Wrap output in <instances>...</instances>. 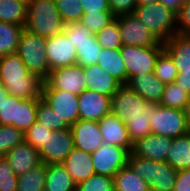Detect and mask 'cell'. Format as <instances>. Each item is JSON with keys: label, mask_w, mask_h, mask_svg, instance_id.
Wrapping results in <instances>:
<instances>
[{"label": "cell", "mask_w": 190, "mask_h": 191, "mask_svg": "<svg viewBox=\"0 0 190 191\" xmlns=\"http://www.w3.org/2000/svg\"><path fill=\"white\" fill-rule=\"evenodd\" d=\"M0 80L9 95L21 99L42 98L44 80L30 73L17 53L0 57Z\"/></svg>", "instance_id": "1"}, {"label": "cell", "mask_w": 190, "mask_h": 191, "mask_svg": "<svg viewBox=\"0 0 190 191\" xmlns=\"http://www.w3.org/2000/svg\"><path fill=\"white\" fill-rule=\"evenodd\" d=\"M64 23L55 0H29L25 29L43 38L63 32Z\"/></svg>", "instance_id": "2"}, {"label": "cell", "mask_w": 190, "mask_h": 191, "mask_svg": "<svg viewBox=\"0 0 190 191\" xmlns=\"http://www.w3.org/2000/svg\"><path fill=\"white\" fill-rule=\"evenodd\" d=\"M128 165L149 184L150 191H172L178 170L167 162H156L144 157L128 156Z\"/></svg>", "instance_id": "3"}, {"label": "cell", "mask_w": 190, "mask_h": 191, "mask_svg": "<svg viewBox=\"0 0 190 191\" xmlns=\"http://www.w3.org/2000/svg\"><path fill=\"white\" fill-rule=\"evenodd\" d=\"M134 15L160 42L168 41L177 33V15L159 1L137 6Z\"/></svg>", "instance_id": "4"}, {"label": "cell", "mask_w": 190, "mask_h": 191, "mask_svg": "<svg viewBox=\"0 0 190 191\" xmlns=\"http://www.w3.org/2000/svg\"><path fill=\"white\" fill-rule=\"evenodd\" d=\"M16 53L30 73L39 76L44 81L47 79L50 69L46 53V38L24 28Z\"/></svg>", "instance_id": "5"}, {"label": "cell", "mask_w": 190, "mask_h": 191, "mask_svg": "<svg viewBox=\"0 0 190 191\" xmlns=\"http://www.w3.org/2000/svg\"><path fill=\"white\" fill-rule=\"evenodd\" d=\"M156 102L146 101L142 96L131 89L127 84H122L111 98V113L121 121L136 116H150Z\"/></svg>", "instance_id": "6"}, {"label": "cell", "mask_w": 190, "mask_h": 191, "mask_svg": "<svg viewBox=\"0 0 190 191\" xmlns=\"http://www.w3.org/2000/svg\"><path fill=\"white\" fill-rule=\"evenodd\" d=\"M163 50V42L155 47L122 45L120 51L126 65L128 80L131 77L154 72L156 59Z\"/></svg>", "instance_id": "7"}, {"label": "cell", "mask_w": 190, "mask_h": 191, "mask_svg": "<svg viewBox=\"0 0 190 191\" xmlns=\"http://www.w3.org/2000/svg\"><path fill=\"white\" fill-rule=\"evenodd\" d=\"M152 114L150 118L152 134L174 139L189 133L184 110L158 104Z\"/></svg>", "instance_id": "8"}, {"label": "cell", "mask_w": 190, "mask_h": 191, "mask_svg": "<svg viewBox=\"0 0 190 191\" xmlns=\"http://www.w3.org/2000/svg\"><path fill=\"white\" fill-rule=\"evenodd\" d=\"M42 99L55 111L60 120L71 126L79 120L78 95L53 89L46 81L42 87Z\"/></svg>", "instance_id": "9"}, {"label": "cell", "mask_w": 190, "mask_h": 191, "mask_svg": "<svg viewBox=\"0 0 190 191\" xmlns=\"http://www.w3.org/2000/svg\"><path fill=\"white\" fill-rule=\"evenodd\" d=\"M123 45L138 47H155L160 41L134 15L127 14L116 17Z\"/></svg>", "instance_id": "10"}, {"label": "cell", "mask_w": 190, "mask_h": 191, "mask_svg": "<svg viewBox=\"0 0 190 191\" xmlns=\"http://www.w3.org/2000/svg\"><path fill=\"white\" fill-rule=\"evenodd\" d=\"M73 148L74 141L70 128L53 130L47 134L45 143L39 150L41 163L62 164Z\"/></svg>", "instance_id": "11"}, {"label": "cell", "mask_w": 190, "mask_h": 191, "mask_svg": "<svg viewBox=\"0 0 190 191\" xmlns=\"http://www.w3.org/2000/svg\"><path fill=\"white\" fill-rule=\"evenodd\" d=\"M129 154L125 148L103 143L91 154L95 174L114 177L128 164Z\"/></svg>", "instance_id": "12"}, {"label": "cell", "mask_w": 190, "mask_h": 191, "mask_svg": "<svg viewBox=\"0 0 190 191\" xmlns=\"http://www.w3.org/2000/svg\"><path fill=\"white\" fill-rule=\"evenodd\" d=\"M53 89L79 95L86 89L83 67L79 65L53 69L45 80Z\"/></svg>", "instance_id": "13"}, {"label": "cell", "mask_w": 190, "mask_h": 191, "mask_svg": "<svg viewBox=\"0 0 190 191\" xmlns=\"http://www.w3.org/2000/svg\"><path fill=\"white\" fill-rule=\"evenodd\" d=\"M46 53L50 71L76 65L77 50L63 32L46 38Z\"/></svg>", "instance_id": "14"}, {"label": "cell", "mask_w": 190, "mask_h": 191, "mask_svg": "<svg viewBox=\"0 0 190 191\" xmlns=\"http://www.w3.org/2000/svg\"><path fill=\"white\" fill-rule=\"evenodd\" d=\"M78 99L80 120L98 122L111 113V97L109 96L85 89L78 95Z\"/></svg>", "instance_id": "15"}, {"label": "cell", "mask_w": 190, "mask_h": 191, "mask_svg": "<svg viewBox=\"0 0 190 191\" xmlns=\"http://www.w3.org/2000/svg\"><path fill=\"white\" fill-rule=\"evenodd\" d=\"M98 126L105 144L125 148L129 153L132 152L133 143L129 137L127 127L113 113L105 115Z\"/></svg>", "instance_id": "16"}, {"label": "cell", "mask_w": 190, "mask_h": 191, "mask_svg": "<svg viewBox=\"0 0 190 191\" xmlns=\"http://www.w3.org/2000/svg\"><path fill=\"white\" fill-rule=\"evenodd\" d=\"M70 129L74 147L78 149L92 154L104 143L98 122L79 119Z\"/></svg>", "instance_id": "17"}, {"label": "cell", "mask_w": 190, "mask_h": 191, "mask_svg": "<svg viewBox=\"0 0 190 191\" xmlns=\"http://www.w3.org/2000/svg\"><path fill=\"white\" fill-rule=\"evenodd\" d=\"M172 140V138L163 135L150 134L134 142L131 153L134 156L144 157L156 162H166Z\"/></svg>", "instance_id": "18"}, {"label": "cell", "mask_w": 190, "mask_h": 191, "mask_svg": "<svg viewBox=\"0 0 190 191\" xmlns=\"http://www.w3.org/2000/svg\"><path fill=\"white\" fill-rule=\"evenodd\" d=\"M16 176L26 174L31 168L41 164L40 152L27 142H22L4 156Z\"/></svg>", "instance_id": "19"}, {"label": "cell", "mask_w": 190, "mask_h": 191, "mask_svg": "<svg viewBox=\"0 0 190 191\" xmlns=\"http://www.w3.org/2000/svg\"><path fill=\"white\" fill-rule=\"evenodd\" d=\"M75 184L87 180L95 174L91 153L74 147L62 162Z\"/></svg>", "instance_id": "20"}, {"label": "cell", "mask_w": 190, "mask_h": 191, "mask_svg": "<svg viewBox=\"0 0 190 191\" xmlns=\"http://www.w3.org/2000/svg\"><path fill=\"white\" fill-rule=\"evenodd\" d=\"M83 70L86 78V89L112 98L117 89L122 85L113 76L102 70L98 64L83 67Z\"/></svg>", "instance_id": "21"}, {"label": "cell", "mask_w": 190, "mask_h": 191, "mask_svg": "<svg viewBox=\"0 0 190 191\" xmlns=\"http://www.w3.org/2000/svg\"><path fill=\"white\" fill-rule=\"evenodd\" d=\"M127 85L146 101L160 103L165 84L155 76L154 72L131 77Z\"/></svg>", "instance_id": "22"}, {"label": "cell", "mask_w": 190, "mask_h": 191, "mask_svg": "<svg viewBox=\"0 0 190 191\" xmlns=\"http://www.w3.org/2000/svg\"><path fill=\"white\" fill-rule=\"evenodd\" d=\"M97 64L121 84H127L126 65L124 64L120 49L102 48Z\"/></svg>", "instance_id": "23"}, {"label": "cell", "mask_w": 190, "mask_h": 191, "mask_svg": "<svg viewBox=\"0 0 190 191\" xmlns=\"http://www.w3.org/2000/svg\"><path fill=\"white\" fill-rule=\"evenodd\" d=\"M166 162L176 170L190 168V132L172 140Z\"/></svg>", "instance_id": "24"}, {"label": "cell", "mask_w": 190, "mask_h": 191, "mask_svg": "<svg viewBox=\"0 0 190 191\" xmlns=\"http://www.w3.org/2000/svg\"><path fill=\"white\" fill-rule=\"evenodd\" d=\"M76 186L62 164L46 165L44 191H76Z\"/></svg>", "instance_id": "25"}, {"label": "cell", "mask_w": 190, "mask_h": 191, "mask_svg": "<svg viewBox=\"0 0 190 191\" xmlns=\"http://www.w3.org/2000/svg\"><path fill=\"white\" fill-rule=\"evenodd\" d=\"M164 50L172 57L175 67H190V36L176 33L164 42Z\"/></svg>", "instance_id": "26"}, {"label": "cell", "mask_w": 190, "mask_h": 191, "mask_svg": "<svg viewBox=\"0 0 190 191\" xmlns=\"http://www.w3.org/2000/svg\"><path fill=\"white\" fill-rule=\"evenodd\" d=\"M27 7V0H0V21L25 27Z\"/></svg>", "instance_id": "27"}, {"label": "cell", "mask_w": 190, "mask_h": 191, "mask_svg": "<svg viewBox=\"0 0 190 191\" xmlns=\"http://www.w3.org/2000/svg\"><path fill=\"white\" fill-rule=\"evenodd\" d=\"M113 178L114 191H150L148 182L139 177L128 164Z\"/></svg>", "instance_id": "28"}, {"label": "cell", "mask_w": 190, "mask_h": 191, "mask_svg": "<svg viewBox=\"0 0 190 191\" xmlns=\"http://www.w3.org/2000/svg\"><path fill=\"white\" fill-rule=\"evenodd\" d=\"M24 28L0 21V57L17 52L19 38Z\"/></svg>", "instance_id": "29"}, {"label": "cell", "mask_w": 190, "mask_h": 191, "mask_svg": "<svg viewBox=\"0 0 190 191\" xmlns=\"http://www.w3.org/2000/svg\"><path fill=\"white\" fill-rule=\"evenodd\" d=\"M45 179L46 165L41 163L18 176L17 191H44Z\"/></svg>", "instance_id": "30"}, {"label": "cell", "mask_w": 190, "mask_h": 191, "mask_svg": "<svg viewBox=\"0 0 190 191\" xmlns=\"http://www.w3.org/2000/svg\"><path fill=\"white\" fill-rule=\"evenodd\" d=\"M39 99H24L17 104L16 122H12V126L24 133L36 121L37 104Z\"/></svg>", "instance_id": "31"}, {"label": "cell", "mask_w": 190, "mask_h": 191, "mask_svg": "<svg viewBox=\"0 0 190 191\" xmlns=\"http://www.w3.org/2000/svg\"><path fill=\"white\" fill-rule=\"evenodd\" d=\"M172 57L163 50L156 59L154 74L165 85L175 82L178 75Z\"/></svg>", "instance_id": "32"}, {"label": "cell", "mask_w": 190, "mask_h": 191, "mask_svg": "<svg viewBox=\"0 0 190 191\" xmlns=\"http://www.w3.org/2000/svg\"><path fill=\"white\" fill-rule=\"evenodd\" d=\"M190 99V94L175 83L167 84L163 91L160 105L184 110Z\"/></svg>", "instance_id": "33"}, {"label": "cell", "mask_w": 190, "mask_h": 191, "mask_svg": "<svg viewBox=\"0 0 190 191\" xmlns=\"http://www.w3.org/2000/svg\"><path fill=\"white\" fill-rule=\"evenodd\" d=\"M36 118V121L52 131L70 128L65 120H60L55 111L42 98L38 100Z\"/></svg>", "instance_id": "34"}, {"label": "cell", "mask_w": 190, "mask_h": 191, "mask_svg": "<svg viewBox=\"0 0 190 191\" xmlns=\"http://www.w3.org/2000/svg\"><path fill=\"white\" fill-rule=\"evenodd\" d=\"M95 37L102 48L120 49L123 44L120 37L118 19L115 17L100 32L96 33Z\"/></svg>", "instance_id": "35"}, {"label": "cell", "mask_w": 190, "mask_h": 191, "mask_svg": "<svg viewBox=\"0 0 190 191\" xmlns=\"http://www.w3.org/2000/svg\"><path fill=\"white\" fill-rule=\"evenodd\" d=\"M25 141L24 132L11 125H0V157Z\"/></svg>", "instance_id": "36"}, {"label": "cell", "mask_w": 190, "mask_h": 191, "mask_svg": "<svg viewBox=\"0 0 190 191\" xmlns=\"http://www.w3.org/2000/svg\"><path fill=\"white\" fill-rule=\"evenodd\" d=\"M77 50V62L76 64L81 67L92 66L97 64L100 57L102 47L98 41L83 42L76 48Z\"/></svg>", "instance_id": "37"}, {"label": "cell", "mask_w": 190, "mask_h": 191, "mask_svg": "<svg viewBox=\"0 0 190 191\" xmlns=\"http://www.w3.org/2000/svg\"><path fill=\"white\" fill-rule=\"evenodd\" d=\"M150 116H136L124 121L132 143L152 134Z\"/></svg>", "instance_id": "38"}, {"label": "cell", "mask_w": 190, "mask_h": 191, "mask_svg": "<svg viewBox=\"0 0 190 191\" xmlns=\"http://www.w3.org/2000/svg\"><path fill=\"white\" fill-rule=\"evenodd\" d=\"M55 2L64 24L80 21L83 15L80 0H55Z\"/></svg>", "instance_id": "39"}, {"label": "cell", "mask_w": 190, "mask_h": 191, "mask_svg": "<svg viewBox=\"0 0 190 191\" xmlns=\"http://www.w3.org/2000/svg\"><path fill=\"white\" fill-rule=\"evenodd\" d=\"M63 33L71 40L75 48L79 47L83 42L94 41L96 39L95 34L80 22L64 24Z\"/></svg>", "instance_id": "40"}, {"label": "cell", "mask_w": 190, "mask_h": 191, "mask_svg": "<svg viewBox=\"0 0 190 191\" xmlns=\"http://www.w3.org/2000/svg\"><path fill=\"white\" fill-rule=\"evenodd\" d=\"M76 191H114V178L93 174L87 180L77 184Z\"/></svg>", "instance_id": "41"}, {"label": "cell", "mask_w": 190, "mask_h": 191, "mask_svg": "<svg viewBox=\"0 0 190 191\" xmlns=\"http://www.w3.org/2000/svg\"><path fill=\"white\" fill-rule=\"evenodd\" d=\"M114 18L112 13H83L79 22L85 25L92 33L96 34Z\"/></svg>", "instance_id": "42"}, {"label": "cell", "mask_w": 190, "mask_h": 191, "mask_svg": "<svg viewBox=\"0 0 190 191\" xmlns=\"http://www.w3.org/2000/svg\"><path fill=\"white\" fill-rule=\"evenodd\" d=\"M24 99L14 95H8L0 105V125H11L16 122L17 104H20Z\"/></svg>", "instance_id": "43"}, {"label": "cell", "mask_w": 190, "mask_h": 191, "mask_svg": "<svg viewBox=\"0 0 190 191\" xmlns=\"http://www.w3.org/2000/svg\"><path fill=\"white\" fill-rule=\"evenodd\" d=\"M52 130H49L46 126L35 121L31 127L24 133L25 142L29 143L34 148L40 150L43 147V143Z\"/></svg>", "instance_id": "44"}, {"label": "cell", "mask_w": 190, "mask_h": 191, "mask_svg": "<svg viewBox=\"0 0 190 191\" xmlns=\"http://www.w3.org/2000/svg\"><path fill=\"white\" fill-rule=\"evenodd\" d=\"M18 176L14 174L10 164L0 157V191H17Z\"/></svg>", "instance_id": "45"}, {"label": "cell", "mask_w": 190, "mask_h": 191, "mask_svg": "<svg viewBox=\"0 0 190 191\" xmlns=\"http://www.w3.org/2000/svg\"><path fill=\"white\" fill-rule=\"evenodd\" d=\"M109 7L114 17L134 14L137 0H109Z\"/></svg>", "instance_id": "46"}, {"label": "cell", "mask_w": 190, "mask_h": 191, "mask_svg": "<svg viewBox=\"0 0 190 191\" xmlns=\"http://www.w3.org/2000/svg\"><path fill=\"white\" fill-rule=\"evenodd\" d=\"M177 33L190 36V0H185L181 12L177 16Z\"/></svg>", "instance_id": "47"}, {"label": "cell", "mask_w": 190, "mask_h": 191, "mask_svg": "<svg viewBox=\"0 0 190 191\" xmlns=\"http://www.w3.org/2000/svg\"><path fill=\"white\" fill-rule=\"evenodd\" d=\"M83 13H111L109 0H80Z\"/></svg>", "instance_id": "48"}, {"label": "cell", "mask_w": 190, "mask_h": 191, "mask_svg": "<svg viewBox=\"0 0 190 191\" xmlns=\"http://www.w3.org/2000/svg\"><path fill=\"white\" fill-rule=\"evenodd\" d=\"M172 191H190V168L178 170Z\"/></svg>", "instance_id": "49"}, {"label": "cell", "mask_w": 190, "mask_h": 191, "mask_svg": "<svg viewBox=\"0 0 190 191\" xmlns=\"http://www.w3.org/2000/svg\"><path fill=\"white\" fill-rule=\"evenodd\" d=\"M174 83L190 94V67H180Z\"/></svg>", "instance_id": "50"}, {"label": "cell", "mask_w": 190, "mask_h": 191, "mask_svg": "<svg viewBox=\"0 0 190 191\" xmlns=\"http://www.w3.org/2000/svg\"><path fill=\"white\" fill-rule=\"evenodd\" d=\"M167 9L175 13L177 16L180 14L185 0H159Z\"/></svg>", "instance_id": "51"}, {"label": "cell", "mask_w": 190, "mask_h": 191, "mask_svg": "<svg viewBox=\"0 0 190 191\" xmlns=\"http://www.w3.org/2000/svg\"><path fill=\"white\" fill-rule=\"evenodd\" d=\"M9 93L7 92L4 84L0 80V105L4 99L8 98Z\"/></svg>", "instance_id": "52"}, {"label": "cell", "mask_w": 190, "mask_h": 191, "mask_svg": "<svg viewBox=\"0 0 190 191\" xmlns=\"http://www.w3.org/2000/svg\"><path fill=\"white\" fill-rule=\"evenodd\" d=\"M184 114H185L188 129L190 132V99L188 100V103L184 108Z\"/></svg>", "instance_id": "53"}, {"label": "cell", "mask_w": 190, "mask_h": 191, "mask_svg": "<svg viewBox=\"0 0 190 191\" xmlns=\"http://www.w3.org/2000/svg\"><path fill=\"white\" fill-rule=\"evenodd\" d=\"M159 0H137V6H144L147 4L155 3Z\"/></svg>", "instance_id": "54"}]
</instances>
